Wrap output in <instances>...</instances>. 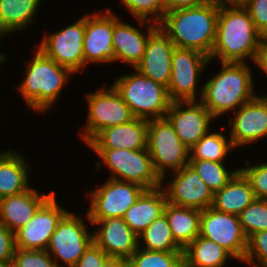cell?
Masks as SVG:
<instances>
[{"mask_svg":"<svg viewBox=\"0 0 267 267\" xmlns=\"http://www.w3.org/2000/svg\"><path fill=\"white\" fill-rule=\"evenodd\" d=\"M145 190L134 182L107 178L102 185L89 193L88 221H99L110 217L123 218L126 211Z\"/></svg>","mask_w":267,"mask_h":267,"instance_id":"cell-11","label":"cell"},{"mask_svg":"<svg viewBox=\"0 0 267 267\" xmlns=\"http://www.w3.org/2000/svg\"><path fill=\"white\" fill-rule=\"evenodd\" d=\"M200 236L222 246L235 260L243 263L248 238L238 215L223 213L212 207L201 210Z\"/></svg>","mask_w":267,"mask_h":267,"instance_id":"cell-13","label":"cell"},{"mask_svg":"<svg viewBox=\"0 0 267 267\" xmlns=\"http://www.w3.org/2000/svg\"><path fill=\"white\" fill-rule=\"evenodd\" d=\"M1 38H3V36L0 34V40H1ZM0 43H1V41H0ZM6 57L7 56L4 54V52L0 51V68H1V65H3L4 62L6 61Z\"/></svg>","mask_w":267,"mask_h":267,"instance_id":"cell-46","label":"cell"},{"mask_svg":"<svg viewBox=\"0 0 267 267\" xmlns=\"http://www.w3.org/2000/svg\"><path fill=\"white\" fill-rule=\"evenodd\" d=\"M147 148L162 182L170 178L166 176L167 169L173 173L189 163V148L182 143L166 117L148 120Z\"/></svg>","mask_w":267,"mask_h":267,"instance_id":"cell-7","label":"cell"},{"mask_svg":"<svg viewBox=\"0 0 267 267\" xmlns=\"http://www.w3.org/2000/svg\"><path fill=\"white\" fill-rule=\"evenodd\" d=\"M169 36L158 26L149 36L142 61L135 67L141 74L168 88L175 49Z\"/></svg>","mask_w":267,"mask_h":267,"instance_id":"cell-21","label":"cell"},{"mask_svg":"<svg viewBox=\"0 0 267 267\" xmlns=\"http://www.w3.org/2000/svg\"><path fill=\"white\" fill-rule=\"evenodd\" d=\"M238 216L247 238L256 232L266 231L267 200L255 198Z\"/></svg>","mask_w":267,"mask_h":267,"instance_id":"cell-35","label":"cell"},{"mask_svg":"<svg viewBox=\"0 0 267 267\" xmlns=\"http://www.w3.org/2000/svg\"><path fill=\"white\" fill-rule=\"evenodd\" d=\"M0 267H14L13 261L0 262Z\"/></svg>","mask_w":267,"mask_h":267,"instance_id":"cell-47","label":"cell"},{"mask_svg":"<svg viewBox=\"0 0 267 267\" xmlns=\"http://www.w3.org/2000/svg\"><path fill=\"white\" fill-rule=\"evenodd\" d=\"M105 9L104 12L95 10L94 13L85 15L84 67L94 63H116L112 45L115 14L109 7Z\"/></svg>","mask_w":267,"mask_h":267,"instance_id":"cell-14","label":"cell"},{"mask_svg":"<svg viewBox=\"0 0 267 267\" xmlns=\"http://www.w3.org/2000/svg\"><path fill=\"white\" fill-rule=\"evenodd\" d=\"M15 249L14 233L0 223V262L12 261Z\"/></svg>","mask_w":267,"mask_h":267,"instance_id":"cell-41","label":"cell"},{"mask_svg":"<svg viewBox=\"0 0 267 267\" xmlns=\"http://www.w3.org/2000/svg\"><path fill=\"white\" fill-rule=\"evenodd\" d=\"M129 106L134 117L144 119L165 118L172 100L168 88L154 82L137 69L121 75L112 83Z\"/></svg>","mask_w":267,"mask_h":267,"instance_id":"cell-5","label":"cell"},{"mask_svg":"<svg viewBox=\"0 0 267 267\" xmlns=\"http://www.w3.org/2000/svg\"><path fill=\"white\" fill-rule=\"evenodd\" d=\"M108 257L99 246L92 242L73 267H102Z\"/></svg>","mask_w":267,"mask_h":267,"instance_id":"cell-40","label":"cell"},{"mask_svg":"<svg viewBox=\"0 0 267 267\" xmlns=\"http://www.w3.org/2000/svg\"><path fill=\"white\" fill-rule=\"evenodd\" d=\"M140 29L128 24L115 13V25L112 45L116 53V61L135 68L143 59L150 34L159 26L156 23L137 19ZM148 26V27H147ZM147 27L143 33L141 28Z\"/></svg>","mask_w":267,"mask_h":267,"instance_id":"cell-19","label":"cell"},{"mask_svg":"<svg viewBox=\"0 0 267 267\" xmlns=\"http://www.w3.org/2000/svg\"><path fill=\"white\" fill-rule=\"evenodd\" d=\"M54 193L35 213L31 220L14 233L15 247L46 250L58 222L68 209L58 204Z\"/></svg>","mask_w":267,"mask_h":267,"instance_id":"cell-17","label":"cell"},{"mask_svg":"<svg viewBox=\"0 0 267 267\" xmlns=\"http://www.w3.org/2000/svg\"><path fill=\"white\" fill-rule=\"evenodd\" d=\"M243 262L249 266L267 267V230L256 232L248 238Z\"/></svg>","mask_w":267,"mask_h":267,"instance_id":"cell-36","label":"cell"},{"mask_svg":"<svg viewBox=\"0 0 267 267\" xmlns=\"http://www.w3.org/2000/svg\"><path fill=\"white\" fill-rule=\"evenodd\" d=\"M264 40L245 7H219L210 62L219 58V62H253Z\"/></svg>","mask_w":267,"mask_h":267,"instance_id":"cell-1","label":"cell"},{"mask_svg":"<svg viewBox=\"0 0 267 267\" xmlns=\"http://www.w3.org/2000/svg\"><path fill=\"white\" fill-rule=\"evenodd\" d=\"M174 240L185 249L200 235L201 210L167 202L164 208Z\"/></svg>","mask_w":267,"mask_h":267,"instance_id":"cell-27","label":"cell"},{"mask_svg":"<svg viewBox=\"0 0 267 267\" xmlns=\"http://www.w3.org/2000/svg\"><path fill=\"white\" fill-rule=\"evenodd\" d=\"M166 203L167 198L162 187L146 189L126 211L123 219L135 234L140 235L163 214Z\"/></svg>","mask_w":267,"mask_h":267,"instance_id":"cell-25","label":"cell"},{"mask_svg":"<svg viewBox=\"0 0 267 267\" xmlns=\"http://www.w3.org/2000/svg\"><path fill=\"white\" fill-rule=\"evenodd\" d=\"M246 167L239 168L248 178L255 198L267 200V162L250 165L246 160Z\"/></svg>","mask_w":267,"mask_h":267,"instance_id":"cell-38","label":"cell"},{"mask_svg":"<svg viewBox=\"0 0 267 267\" xmlns=\"http://www.w3.org/2000/svg\"><path fill=\"white\" fill-rule=\"evenodd\" d=\"M229 138L235 148L267 138V95H257L233 112Z\"/></svg>","mask_w":267,"mask_h":267,"instance_id":"cell-15","label":"cell"},{"mask_svg":"<svg viewBox=\"0 0 267 267\" xmlns=\"http://www.w3.org/2000/svg\"><path fill=\"white\" fill-rule=\"evenodd\" d=\"M133 18L160 24L166 13V0H120Z\"/></svg>","mask_w":267,"mask_h":267,"instance_id":"cell-34","label":"cell"},{"mask_svg":"<svg viewBox=\"0 0 267 267\" xmlns=\"http://www.w3.org/2000/svg\"><path fill=\"white\" fill-rule=\"evenodd\" d=\"M256 29L267 39V0H250L245 6Z\"/></svg>","mask_w":267,"mask_h":267,"instance_id":"cell-39","label":"cell"},{"mask_svg":"<svg viewBox=\"0 0 267 267\" xmlns=\"http://www.w3.org/2000/svg\"><path fill=\"white\" fill-rule=\"evenodd\" d=\"M253 62V64L267 75V39L260 46Z\"/></svg>","mask_w":267,"mask_h":267,"instance_id":"cell-43","label":"cell"},{"mask_svg":"<svg viewBox=\"0 0 267 267\" xmlns=\"http://www.w3.org/2000/svg\"><path fill=\"white\" fill-rule=\"evenodd\" d=\"M138 247L151 251H184V249L174 240L164 213L154 220L140 235H138Z\"/></svg>","mask_w":267,"mask_h":267,"instance_id":"cell-30","label":"cell"},{"mask_svg":"<svg viewBox=\"0 0 267 267\" xmlns=\"http://www.w3.org/2000/svg\"><path fill=\"white\" fill-rule=\"evenodd\" d=\"M250 0H215L220 7H245Z\"/></svg>","mask_w":267,"mask_h":267,"instance_id":"cell-45","label":"cell"},{"mask_svg":"<svg viewBox=\"0 0 267 267\" xmlns=\"http://www.w3.org/2000/svg\"><path fill=\"white\" fill-rule=\"evenodd\" d=\"M84 216L68 211L58 222L46 249L58 267H73L93 242L85 224L87 213Z\"/></svg>","mask_w":267,"mask_h":267,"instance_id":"cell-9","label":"cell"},{"mask_svg":"<svg viewBox=\"0 0 267 267\" xmlns=\"http://www.w3.org/2000/svg\"><path fill=\"white\" fill-rule=\"evenodd\" d=\"M166 118L187 148H192L211 129L216 118L201 101H172Z\"/></svg>","mask_w":267,"mask_h":267,"instance_id":"cell-16","label":"cell"},{"mask_svg":"<svg viewBox=\"0 0 267 267\" xmlns=\"http://www.w3.org/2000/svg\"><path fill=\"white\" fill-rule=\"evenodd\" d=\"M102 267H130L129 262L123 258L109 256L103 263Z\"/></svg>","mask_w":267,"mask_h":267,"instance_id":"cell-44","label":"cell"},{"mask_svg":"<svg viewBox=\"0 0 267 267\" xmlns=\"http://www.w3.org/2000/svg\"><path fill=\"white\" fill-rule=\"evenodd\" d=\"M201 177L203 182L213 193L224 187L239 170H229L226 162H214L210 160H189L188 163Z\"/></svg>","mask_w":267,"mask_h":267,"instance_id":"cell-32","label":"cell"},{"mask_svg":"<svg viewBox=\"0 0 267 267\" xmlns=\"http://www.w3.org/2000/svg\"><path fill=\"white\" fill-rule=\"evenodd\" d=\"M94 225L93 242L108 256L128 260L138 249V235L121 217L90 221Z\"/></svg>","mask_w":267,"mask_h":267,"instance_id":"cell-20","label":"cell"},{"mask_svg":"<svg viewBox=\"0 0 267 267\" xmlns=\"http://www.w3.org/2000/svg\"><path fill=\"white\" fill-rule=\"evenodd\" d=\"M30 60L17 89L25 100L26 107L44 114L57 103L63 88L74 73L57 64L38 48Z\"/></svg>","mask_w":267,"mask_h":267,"instance_id":"cell-4","label":"cell"},{"mask_svg":"<svg viewBox=\"0 0 267 267\" xmlns=\"http://www.w3.org/2000/svg\"><path fill=\"white\" fill-rule=\"evenodd\" d=\"M215 0H166V12L176 9L205 5Z\"/></svg>","mask_w":267,"mask_h":267,"instance_id":"cell-42","label":"cell"},{"mask_svg":"<svg viewBox=\"0 0 267 267\" xmlns=\"http://www.w3.org/2000/svg\"><path fill=\"white\" fill-rule=\"evenodd\" d=\"M210 59L204 53L186 48L175 47L171 60V80L168 86L172 101H199L203 95V85L198 92L202 72ZM199 93V94H197Z\"/></svg>","mask_w":267,"mask_h":267,"instance_id":"cell-10","label":"cell"},{"mask_svg":"<svg viewBox=\"0 0 267 267\" xmlns=\"http://www.w3.org/2000/svg\"><path fill=\"white\" fill-rule=\"evenodd\" d=\"M12 261L14 267H58L46 250L16 248Z\"/></svg>","mask_w":267,"mask_h":267,"instance_id":"cell-37","label":"cell"},{"mask_svg":"<svg viewBox=\"0 0 267 267\" xmlns=\"http://www.w3.org/2000/svg\"><path fill=\"white\" fill-rule=\"evenodd\" d=\"M30 187L23 193L0 199V223L15 233L23 228L38 209L55 193L40 194Z\"/></svg>","mask_w":267,"mask_h":267,"instance_id":"cell-23","label":"cell"},{"mask_svg":"<svg viewBox=\"0 0 267 267\" xmlns=\"http://www.w3.org/2000/svg\"><path fill=\"white\" fill-rule=\"evenodd\" d=\"M42 1L0 0V34L5 37L31 26Z\"/></svg>","mask_w":267,"mask_h":267,"instance_id":"cell-28","label":"cell"},{"mask_svg":"<svg viewBox=\"0 0 267 267\" xmlns=\"http://www.w3.org/2000/svg\"><path fill=\"white\" fill-rule=\"evenodd\" d=\"M170 175V183L161 186L167 202L199 210L212 207L214 193L189 164Z\"/></svg>","mask_w":267,"mask_h":267,"instance_id":"cell-18","label":"cell"},{"mask_svg":"<svg viewBox=\"0 0 267 267\" xmlns=\"http://www.w3.org/2000/svg\"><path fill=\"white\" fill-rule=\"evenodd\" d=\"M147 137L148 119L134 117L129 122L101 130L87 146L139 150L147 148Z\"/></svg>","mask_w":267,"mask_h":267,"instance_id":"cell-22","label":"cell"},{"mask_svg":"<svg viewBox=\"0 0 267 267\" xmlns=\"http://www.w3.org/2000/svg\"><path fill=\"white\" fill-rule=\"evenodd\" d=\"M111 176L109 178L134 182L145 189H155L162 186V179L157 174L148 148L139 150L90 148Z\"/></svg>","mask_w":267,"mask_h":267,"instance_id":"cell-6","label":"cell"},{"mask_svg":"<svg viewBox=\"0 0 267 267\" xmlns=\"http://www.w3.org/2000/svg\"><path fill=\"white\" fill-rule=\"evenodd\" d=\"M224 132H207L189 149V160H210L226 162L227 155L235 150L230 138Z\"/></svg>","mask_w":267,"mask_h":267,"instance_id":"cell-31","label":"cell"},{"mask_svg":"<svg viewBox=\"0 0 267 267\" xmlns=\"http://www.w3.org/2000/svg\"><path fill=\"white\" fill-rule=\"evenodd\" d=\"M26 159L18 150L0 151V199L23 193L31 187L30 166Z\"/></svg>","mask_w":267,"mask_h":267,"instance_id":"cell-24","label":"cell"},{"mask_svg":"<svg viewBox=\"0 0 267 267\" xmlns=\"http://www.w3.org/2000/svg\"><path fill=\"white\" fill-rule=\"evenodd\" d=\"M254 200L251 184L239 169L224 187L214 193L212 208L239 215Z\"/></svg>","mask_w":267,"mask_h":267,"instance_id":"cell-26","label":"cell"},{"mask_svg":"<svg viewBox=\"0 0 267 267\" xmlns=\"http://www.w3.org/2000/svg\"><path fill=\"white\" fill-rule=\"evenodd\" d=\"M234 257L214 241L197 236L183 251L185 267H226Z\"/></svg>","mask_w":267,"mask_h":267,"instance_id":"cell-29","label":"cell"},{"mask_svg":"<svg viewBox=\"0 0 267 267\" xmlns=\"http://www.w3.org/2000/svg\"><path fill=\"white\" fill-rule=\"evenodd\" d=\"M85 34V15L78 18L71 25L52 33H44L42 40L37 44L47 57L57 64L69 68L74 74L83 72L84 52L83 41Z\"/></svg>","mask_w":267,"mask_h":267,"instance_id":"cell-12","label":"cell"},{"mask_svg":"<svg viewBox=\"0 0 267 267\" xmlns=\"http://www.w3.org/2000/svg\"><path fill=\"white\" fill-rule=\"evenodd\" d=\"M219 5H205L166 12L159 27L178 48L194 49L210 57L213 49Z\"/></svg>","mask_w":267,"mask_h":267,"instance_id":"cell-2","label":"cell"},{"mask_svg":"<svg viewBox=\"0 0 267 267\" xmlns=\"http://www.w3.org/2000/svg\"><path fill=\"white\" fill-rule=\"evenodd\" d=\"M250 66L248 62H221V70L204 83L200 101L215 118L233 113L257 96Z\"/></svg>","mask_w":267,"mask_h":267,"instance_id":"cell-3","label":"cell"},{"mask_svg":"<svg viewBox=\"0 0 267 267\" xmlns=\"http://www.w3.org/2000/svg\"><path fill=\"white\" fill-rule=\"evenodd\" d=\"M130 267H183V252L151 251L138 247L128 259Z\"/></svg>","mask_w":267,"mask_h":267,"instance_id":"cell-33","label":"cell"},{"mask_svg":"<svg viewBox=\"0 0 267 267\" xmlns=\"http://www.w3.org/2000/svg\"><path fill=\"white\" fill-rule=\"evenodd\" d=\"M88 115L82 131H79L83 143L87 145L101 130L121 125L134 118L129 106L113 85L103 86L86 94Z\"/></svg>","mask_w":267,"mask_h":267,"instance_id":"cell-8","label":"cell"}]
</instances>
